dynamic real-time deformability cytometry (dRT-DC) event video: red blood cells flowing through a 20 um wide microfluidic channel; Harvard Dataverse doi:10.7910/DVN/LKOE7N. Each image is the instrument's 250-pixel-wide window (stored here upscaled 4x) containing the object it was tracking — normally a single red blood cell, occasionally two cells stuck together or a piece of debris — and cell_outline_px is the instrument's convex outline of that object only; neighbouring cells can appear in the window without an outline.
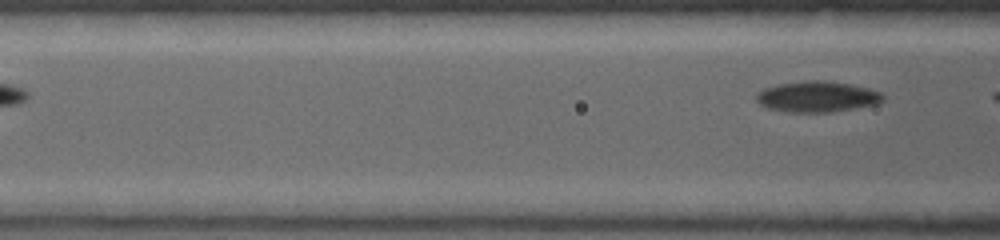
{"species": "common noctule bat (a hibernating species)", "species_latin": "Nyctalus noctula", "temperature_condition": "warm", "stored_images_in_passage": 4, "camera_frame_rate_fps": 5000, "um_per_image_px": 0.085, "animal": {"sex": "female", "body_mass_g": 19.0, "forearm_length_mm": 53.3}, "frame": {"image": 1, "passage_image": 4, "time_ms": 1.4, "image_size_px": [1000, 240], "cell_outline_px": [[884, 100], [876, 104], [832, 112], [788, 112], [768, 108], [760, 104], [756, 100], [756, 96], [764, 88], [780, 84], [812, 80], [824, 80], [852, 84], [868, 88], [880, 92], [884, 96]], "centroid_in_image_um": [69.48, 8.22], "position_along_channel_um": 97.1, "area_um2": 22.6}}